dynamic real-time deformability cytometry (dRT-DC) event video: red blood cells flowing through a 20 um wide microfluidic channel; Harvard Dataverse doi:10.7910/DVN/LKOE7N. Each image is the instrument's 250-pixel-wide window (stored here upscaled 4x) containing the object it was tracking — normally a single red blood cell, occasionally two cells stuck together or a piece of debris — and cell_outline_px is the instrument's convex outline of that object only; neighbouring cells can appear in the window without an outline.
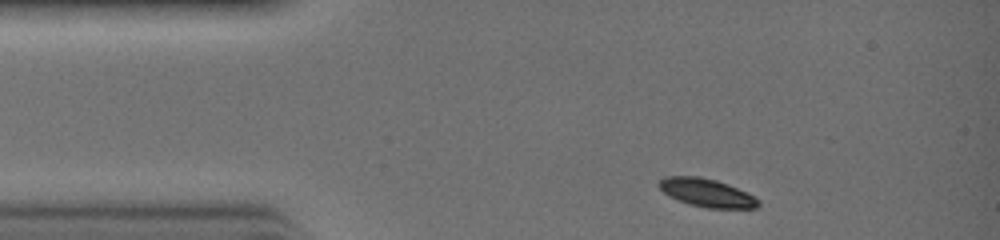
{"species": "common noctule bat (a hibernating species)", "species_latin": "Nyctalus noctula", "temperature_condition": "warm", "stored_images_in_passage": 25, "camera_frame_rate_fps": 3000, "um_per_image_px": 0.085, "animal": {"sex": "female", "body_mass_g": 19.0, "forearm_length_mm": 51.5}, "frame": {"image": 1, "passage_image": 1, "time_ms": 0.0, "image_size_px": [1000, 240], "cell_outline_px": [[760, 204], [756, 208], [708, 208], [688, 204], [668, 196], [656, 184], [664, 176], [700, 176], [716, 180], [728, 184], [760, 200]], "centroid_in_image_um": [60.03, 16.38], "position_along_channel_um": 25.0, "area_um2": 16.3}}
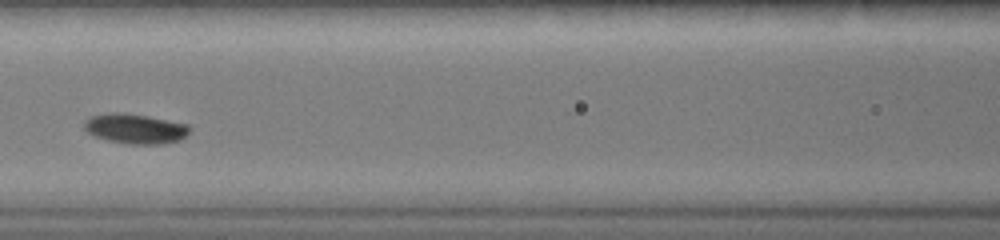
{"frame": {"image": 2, "passage_image": 10, "time_ms": 3.0, "image_size_px": [1000, 240], "cell_outline_px": [[192, 128], [180, 140], [160, 144], [128, 144], [108, 140], [96, 136], [88, 132], [84, 128], [84, 120], [88, 116], [108, 112], [124, 112], [148, 116], [188, 124]], "centroid_in_image_um": [11.47, 10.92], "position_along_channel_um": 155.1, "area_um2": 18.5}}
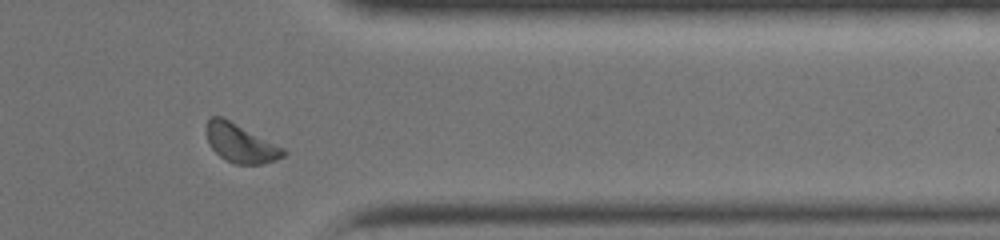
{"frame": {"image": 3, "passage_image": 22, "time_ms": 7.0, "image_size_px": [1000, 240], "cell_outline_px": [[288, 152], [284, 156], [276, 160], [260, 164], [236, 164], [224, 160], [208, 144], [204, 132], [204, 128], [208, 120], [212, 116], [220, 116], [284, 148]], "centroid_in_image_um": [20.4, 12.18], "position_along_channel_um": 391.0, "area_um2": 17.28}}